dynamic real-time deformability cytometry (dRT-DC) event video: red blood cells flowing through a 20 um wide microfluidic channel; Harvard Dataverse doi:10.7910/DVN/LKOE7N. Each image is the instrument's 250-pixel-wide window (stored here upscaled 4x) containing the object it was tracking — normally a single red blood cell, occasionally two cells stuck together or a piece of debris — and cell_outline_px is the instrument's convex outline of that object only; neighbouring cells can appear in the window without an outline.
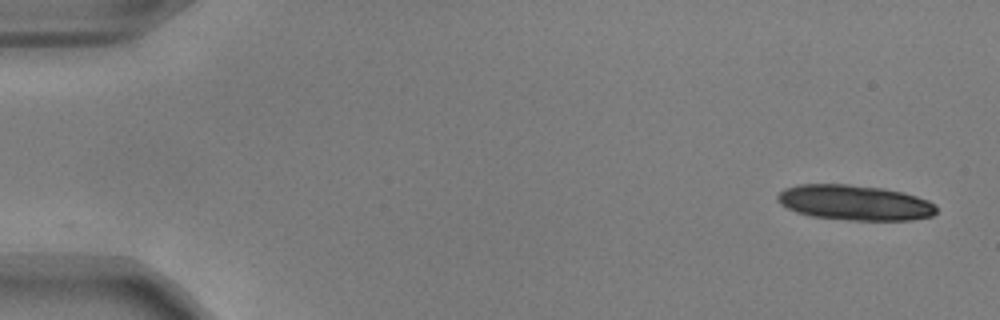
{"species": "common noctule bat (a hibernating species)", "species_latin": "Nyctalus noctula", "temperature_condition": "warm", "stored_images_in_passage": 8, "camera_frame_rate_fps": 3000, "um_per_image_px": 0.085, "animal": {"sex": "male", "body_mass_g": 17.9, "forearm_length_mm": 54.2}, "frame": {"image": 1, "passage_image": 1, "time_ms": 0.0, "image_size_px": [1000, 320], "cell_outline_px": [[936, 212], [932, 216], [912, 220], [848, 220], [808, 216], [796, 212], [780, 204], [776, 200], [776, 196], [784, 188], [800, 184], [848, 184], [880, 188], [904, 192], [928, 200], [936, 204]], "centroid_in_image_um": [72.63, 17.23], "position_along_channel_um": 12.4, "area_um2": 32.83}}